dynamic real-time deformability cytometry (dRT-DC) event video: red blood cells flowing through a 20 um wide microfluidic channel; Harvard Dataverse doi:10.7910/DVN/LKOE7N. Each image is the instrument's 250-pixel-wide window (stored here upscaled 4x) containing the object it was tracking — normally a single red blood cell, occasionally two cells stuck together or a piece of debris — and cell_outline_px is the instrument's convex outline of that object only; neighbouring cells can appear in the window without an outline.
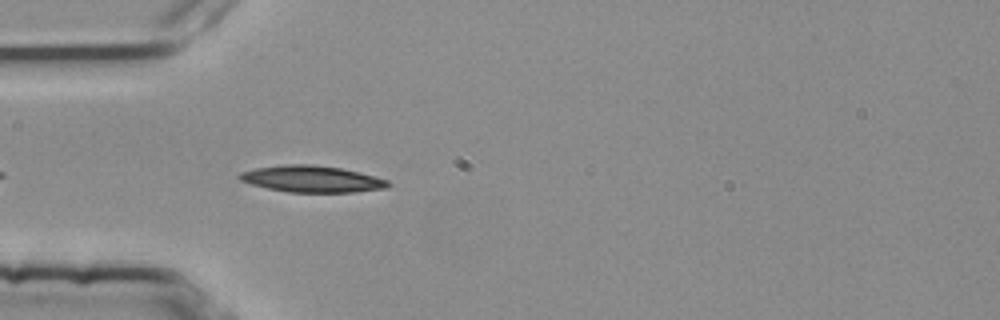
{"species": "common noctule bat (a hibernating species)", "species_latin": "Nyctalus noctula", "temperature_condition": "room temperature", "stored_images_in_passage": 4, "camera_frame_rate_fps": 3000, "um_per_image_px": 0.085, "animal": {"sex": "female", "body_mass_g": 25.1}, "frame": {"image": 1, "passage_image": 4, "time_ms": 1.0, "image_size_px": [1000, 320], "cell_outline_px": [[392, 184], [388, 188], [352, 192], [288, 192], [268, 188], [252, 184], [240, 180], [236, 176], [240, 172], [256, 168], [284, 164], [312, 164], [340, 168], [388, 180]], "centroid_in_image_um": [26.49, 15.21], "position_along_channel_um": 58.5, "area_um2": 22.83}}